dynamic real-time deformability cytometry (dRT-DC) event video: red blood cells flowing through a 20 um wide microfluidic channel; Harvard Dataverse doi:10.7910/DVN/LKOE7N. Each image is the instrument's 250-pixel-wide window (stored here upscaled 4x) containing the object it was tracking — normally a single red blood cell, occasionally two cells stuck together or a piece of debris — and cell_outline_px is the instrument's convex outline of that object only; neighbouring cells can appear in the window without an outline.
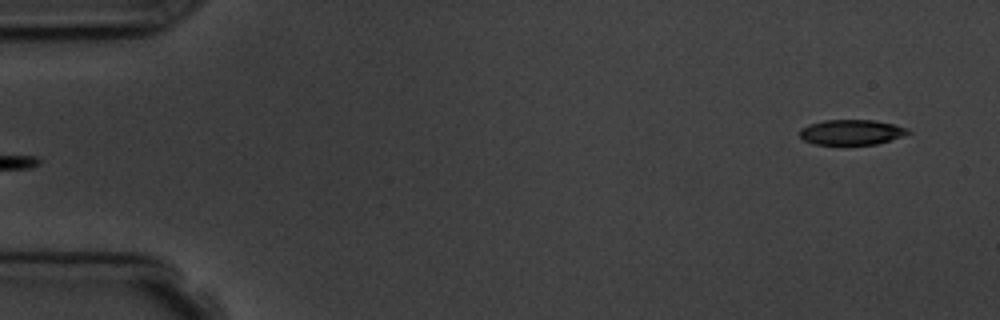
{"species": "common noctule bat (a hibernating species)", "species_latin": "Nyctalus noctula", "temperature_condition": "room temperature", "stored_images_in_passage": 4, "segment_of_instrument_passage": [2, 2], "camera_frame_rate_fps": 3000, "um_per_image_px": 0.085, "animal": {"sex": "male", "body_mass_g": 19.5, "forearm_length_mm": 54.6}, "frame": {"image": 1, "passage_image": 4, "time_ms": 3.333, "image_size_px": [1000, 320], "cell_outline_px": [[912, 132], [876, 144], [816, 144], [804, 140], [800, 136], [800, 128], [808, 124], [824, 120], [876, 120], [908, 128]], "centroid_in_image_um": [72.35, 11.22], "position_along_channel_um": 12.7, "area_um2": 15.72}}